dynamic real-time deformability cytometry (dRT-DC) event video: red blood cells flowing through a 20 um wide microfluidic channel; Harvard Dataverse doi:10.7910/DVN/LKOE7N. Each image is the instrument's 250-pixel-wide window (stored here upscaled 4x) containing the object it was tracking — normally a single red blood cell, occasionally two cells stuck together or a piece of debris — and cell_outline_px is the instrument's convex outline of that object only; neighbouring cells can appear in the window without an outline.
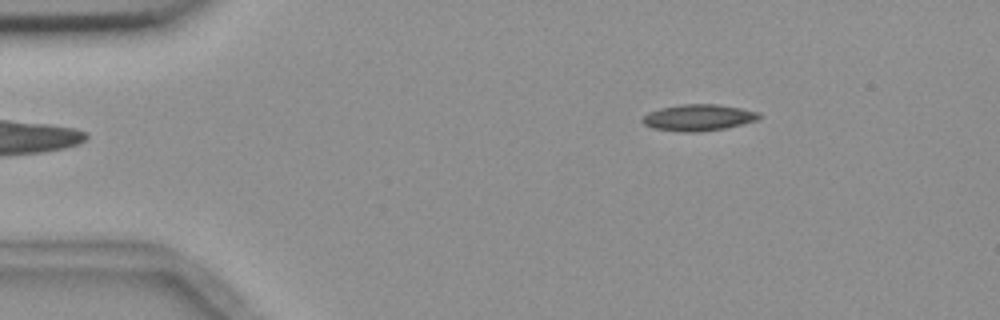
{"species": "common noctule bat (a hibernating species)", "species_latin": "Nyctalus noctula", "temperature_condition": "room temperature", "stored_images_in_passage": 6, "segment_of_instrument_passage": [2, 2], "camera_frame_rate_fps": 3000, "um_per_image_px": 0.085, "animal": {"sex": "female", "body_mass_g": 18.4}, "frame": {"image": 1, "passage_image": 6, "time_ms": 6.0, "image_size_px": [1000, 320], "cell_outline_px": [[764, 116], [756, 120], [724, 128], [692, 132], [684, 132], [652, 128], [644, 124], [640, 120], [648, 112], [660, 108], [680, 104], [716, 104], [740, 108], [760, 112]], "centroid_in_image_um": [59.35, 9.98], "position_along_channel_um": 25.7, "area_um2": 17.86}}